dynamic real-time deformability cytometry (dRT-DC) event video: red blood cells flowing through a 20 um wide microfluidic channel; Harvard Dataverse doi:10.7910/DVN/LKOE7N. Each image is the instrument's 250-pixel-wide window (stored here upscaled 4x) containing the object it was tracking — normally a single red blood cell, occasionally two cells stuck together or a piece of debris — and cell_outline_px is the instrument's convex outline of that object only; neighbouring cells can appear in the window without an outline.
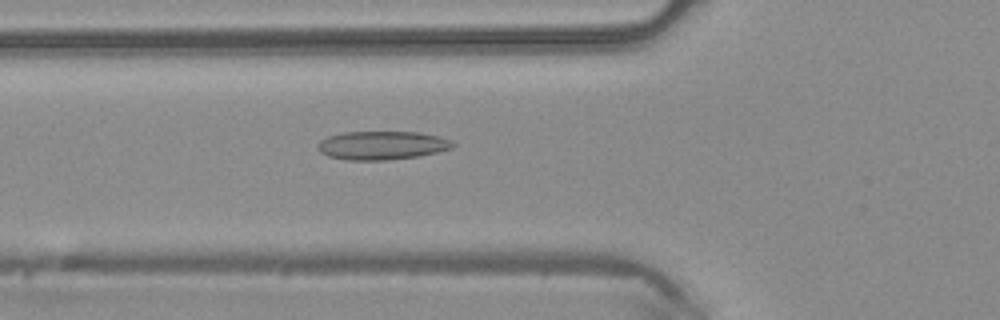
{"species": "common noctule bat (a hibernating species)", "species_latin": "Nyctalus noctula", "temperature_condition": "warm", "stored_images_in_passage": 47, "camera_frame_rate_fps": 3000, "um_per_image_px": 0.085, "animal": {"sex": "male", "body_mass_g": 20.4}, "frame": {"image": 1, "passage_image": 17, "time_ms": 5.333, "image_size_px": [1000, 320], "cell_outline_px": [[456, 144], [452, 148], [436, 152], [416, 156], [388, 160], [348, 160], [328, 156], [320, 152], [316, 148], [316, 144], [320, 140], [328, 136], [344, 132], [420, 132], [436, 136], [448, 140]], "centroid_in_image_um": [32.4, 12.35], "position_along_channel_um": 93.4, "area_um2": 22.37}}
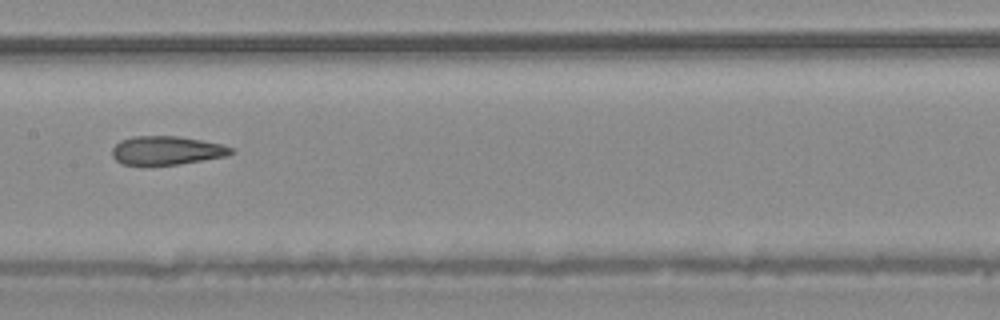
{"frame": {"image": 2, "passage_image": 24, "time_ms": 7.667, "image_size_px": [1000, 320], "cell_outline_px": [[236, 152], [224, 156], [176, 164], [120, 164], [112, 156], [112, 148], [120, 140], [132, 136], [176, 136], [200, 140], [220, 144], [232, 148]], "centroid_in_image_um": [14.11, 12.77], "position_along_channel_um": 193.3, "area_um2": 19.48}}
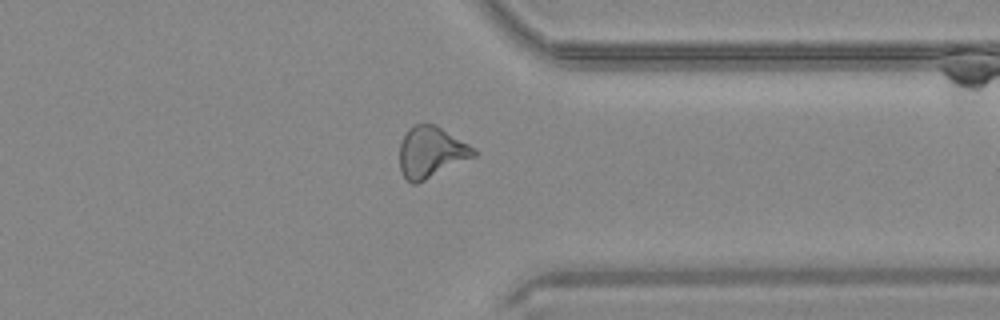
{"frame": {"image": 3, "passage_image": 37, "time_ms": 12.0, "image_size_px": [1000, 320], "cell_outline_px": [[476, 156], [416, 184], [412, 184], [404, 176], [400, 168], [400, 144], [408, 128], [424, 120], [436, 124], [476, 148]], "centroid_in_image_um": [36.65, 12.89], "position_along_channel_um": 374.7, "area_um2": 22.31}, "authors_computed_cell_mechanics": {"area_um2": 22.3686, "velocity_mm_per_s": 4.2528, "shape_relaxation_time_tau1_ms": null, "shape_relaxation_time_tau2_ms": 2.3231, "deformation_change_tau1": null, "deformation_change_tau2": 0.1197}}